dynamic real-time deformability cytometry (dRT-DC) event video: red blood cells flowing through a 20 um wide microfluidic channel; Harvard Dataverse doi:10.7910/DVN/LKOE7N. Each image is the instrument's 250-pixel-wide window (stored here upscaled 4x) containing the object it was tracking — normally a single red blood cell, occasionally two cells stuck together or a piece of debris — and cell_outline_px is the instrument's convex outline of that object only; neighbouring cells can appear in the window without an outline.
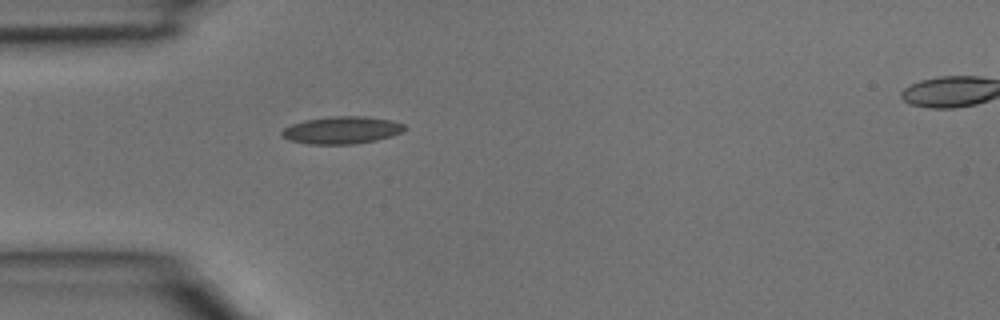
{"species": "common noctule bat (a hibernating species)", "species_latin": "Nyctalus noctula", "temperature_condition": "room temperature", "stored_images_in_passage": 3, "segment_of_instrument_passage": [1, 2], "camera_frame_rate_fps": 3000, "um_per_image_px": 0.085, "animal": {"sex": "male", "body_mass_g": 15.6}, "frame": {"image": 1, "passage_image": 2, "time_ms": 0.333, "image_size_px": [1000, 320], "cell_outline_px": [[404, 128], [400, 132], [392, 136], [376, 140], [356, 144], [308, 144], [288, 140], [280, 132], [284, 128], [292, 124], [304, 120], [328, 116], [364, 116], [392, 120], [404, 124]], "centroid_in_image_um": [29.03, 11.06], "position_along_channel_um": 56.0, "area_um2": 19.59}}